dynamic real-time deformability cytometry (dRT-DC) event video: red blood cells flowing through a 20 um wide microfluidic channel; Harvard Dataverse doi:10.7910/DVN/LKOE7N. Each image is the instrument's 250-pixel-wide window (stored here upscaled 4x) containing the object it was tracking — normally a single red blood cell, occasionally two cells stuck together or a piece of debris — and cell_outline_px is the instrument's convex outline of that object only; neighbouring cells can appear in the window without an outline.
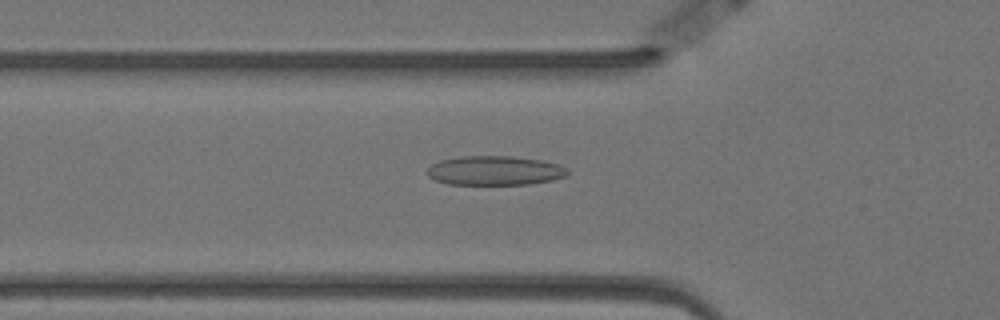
{"species": "Egyptian fruit bat (a non-hibernating species)", "species_latin": "Rousettus aegyptiacus", "temperature_condition": "warm", "stored_images_in_passage": 57, "camera_frame_rate_fps": 3000, "um_per_image_px": 0.085, "animal": {"sex": "female"}, "frame": {"image": 1, "passage_image": 19, "time_ms": 6.0, "image_size_px": [1000, 320], "cell_outline_px": [[568, 176], [552, 180], [528, 184], [448, 184], [436, 180], [428, 176], [428, 168], [432, 164], [440, 160], [460, 156], [512, 156], [544, 160], [560, 164], [568, 168]], "centroid_in_image_um": [42.11, 14.49], "position_along_channel_um": 83.7, "area_um2": 24.1}}
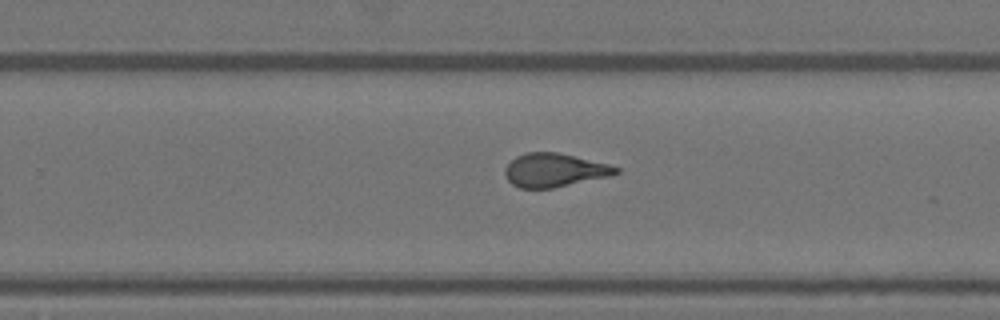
{"frame": {"image": 2, "passage_image": 36, "time_ms": 11.667, "image_size_px": [1000, 320], "cell_outline_px": [[620, 172], [612, 176], [552, 188], [520, 188], [512, 184], [508, 180], [504, 172], [504, 168], [516, 156], [524, 152], [556, 152], [608, 164], [620, 168]], "centroid_in_image_um": [47.12, 14.46], "position_along_channel_um": 282.7, "area_um2": 21.68}}
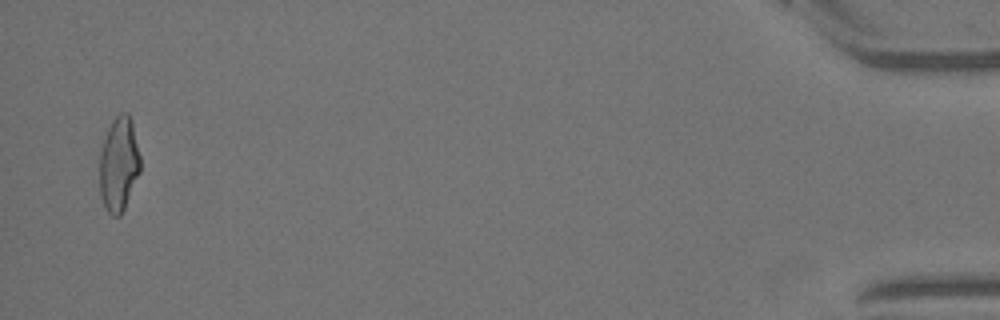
{"frame": {"image": 3, "passage_image": 56, "time_ms": 18.333, "image_size_px": [1000, 320], "cell_outline_px": [[140, 172], [124, 208], [120, 216], [112, 216], [108, 212], [100, 196], [100, 152], [108, 128], [112, 120], [120, 112], [128, 112], [132, 120], [140, 156]], "centroid_in_image_um": [10.11, 13.93], "position_along_channel_um": 425.1, "area_um2": 22.37}, "authors_computed_cell_mechanics": {"area_um2": 22.253, "velocity_mm_per_s": 3.5103, "shape_relaxation_time_tau1_ms": 10.6644, "shape_relaxation_time_tau2_ms": 1.4805, "deformation_change_tau1": 0.2746, "deformation_change_tau2": 0.1056}}